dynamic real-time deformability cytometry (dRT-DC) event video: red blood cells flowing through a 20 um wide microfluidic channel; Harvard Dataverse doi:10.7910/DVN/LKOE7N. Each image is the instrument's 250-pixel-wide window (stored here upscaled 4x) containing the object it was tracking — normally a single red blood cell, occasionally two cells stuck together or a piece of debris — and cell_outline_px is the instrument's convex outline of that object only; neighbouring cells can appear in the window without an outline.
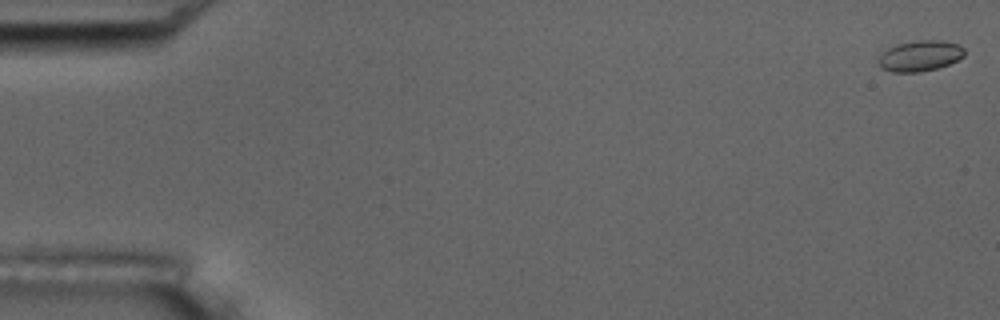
{"species": "common noctule bat (a hibernating species)", "species_latin": "Nyctalus noctula", "temperature_condition": "room temperature", "stored_images_in_passage": 7, "camera_frame_rate_fps": 3000, "um_per_image_px": 0.085, "animal": {"sex": "male", "body_mass_g": 17.5, "forearm_length_mm": 52.3}, "frame": {"image": 1, "passage_image": 1, "time_ms": 0.0, "image_size_px": [1000, 320], "cell_outline_px": [[964, 56], [948, 64], [936, 68], [920, 72], [892, 72], [880, 68], [876, 60], [880, 52], [888, 48], [900, 44], [916, 40], [940, 40], [956, 44], [964, 48]], "centroid_in_image_um": [78.13, 4.75], "position_along_channel_um": 6.9, "area_um2": 15.43}}
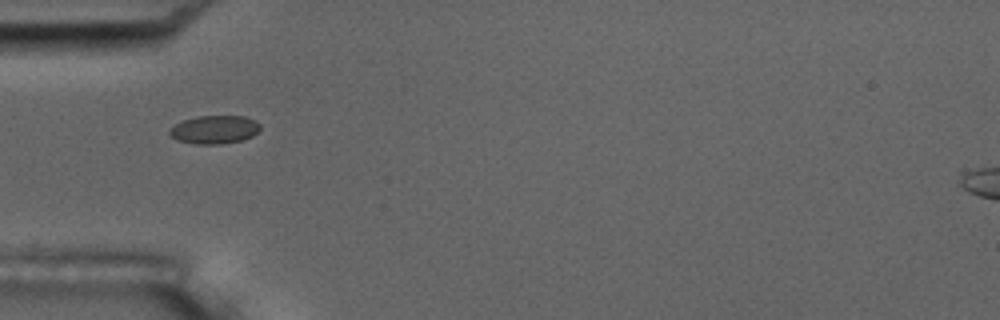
{"frame": {"image": 2, "passage_image": 6, "time_ms": 5.667, "image_size_px": [1000, 320], "cell_outline_px": [[260, 128], [252, 136], [240, 140], [220, 144], [196, 144], [176, 140], [168, 132], [168, 128], [184, 120], [196, 116], [244, 116], [256, 120], [260, 124]], "centroid_in_image_um": [18.21, 11.01], "position_along_channel_um": 66.8, "area_um2": 14.91}}